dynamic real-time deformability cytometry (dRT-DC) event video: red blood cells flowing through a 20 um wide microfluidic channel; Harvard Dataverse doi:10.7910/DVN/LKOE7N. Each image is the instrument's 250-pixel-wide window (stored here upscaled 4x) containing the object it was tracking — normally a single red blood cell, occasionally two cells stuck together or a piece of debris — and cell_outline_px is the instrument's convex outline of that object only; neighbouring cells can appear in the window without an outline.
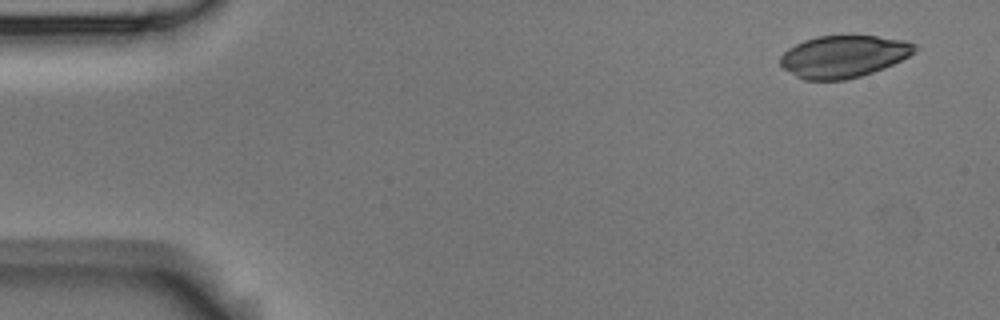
{"species": "Egyptian fruit bat (a non-hibernating species)", "species_latin": "Rousettus aegyptiacus", "temperature_condition": "room temperature", "stored_images_in_passage": 13, "camera_frame_rate_fps": 3000, "um_per_image_px": 0.085, "animal": {"sex": "male"}, "frame": {"image": 1, "passage_image": 1, "time_ms": 0.0, "image_size_px": [1000, 320], "cell_outline_px": [[920, 48], [916, 52], [884, 68], [860, 76], [844, 80], [804, 80], [796, 76], [784, 68], [780, 64], [780, 56], [788, 48], [804, 40], [816, 36], [852, 32], [904, 40], [916, 44]], "centroid_in_image_um": [71.73, 4.74], "position_along_channel_um": 13.3, "area_um2": 33.87}}